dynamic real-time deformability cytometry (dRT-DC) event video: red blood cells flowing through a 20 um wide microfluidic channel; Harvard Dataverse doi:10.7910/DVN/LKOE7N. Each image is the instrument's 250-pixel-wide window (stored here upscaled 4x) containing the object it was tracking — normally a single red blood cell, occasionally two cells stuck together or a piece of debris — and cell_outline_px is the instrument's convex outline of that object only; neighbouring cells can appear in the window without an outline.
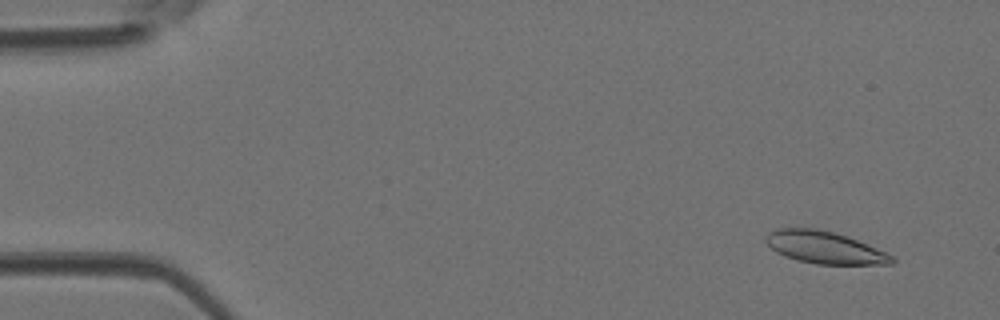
{"species": "Egyptian fruit bat (a non-hibernating species)", "species_latin": "Rousettus aegyptiacus", "temperature_condition": "room temperature", "stored_images_in_passage": 45, "camera_frame_rate_fps": 3000, "um_per_image_px": 0.085, "animal": {"sex": "female"}, "frame": {"image": 1, "passage_image": 4, "time_ms": 1.0, "image_size_px": [1000, 320], "cell_outline_px": [[896, 264], [816, 264], [796, 260], [784, 256], [776, 252], [764, 240], [764, 236], [768, 232], [776, 228], [816, 228], [832, 232], [856, 240], [876, 248], [892, 256], [896, 260]], "centroid_in_image_um": [70.04, 21.04], "position_along_channel_um": 15.0, "area_um2": 23.52}}
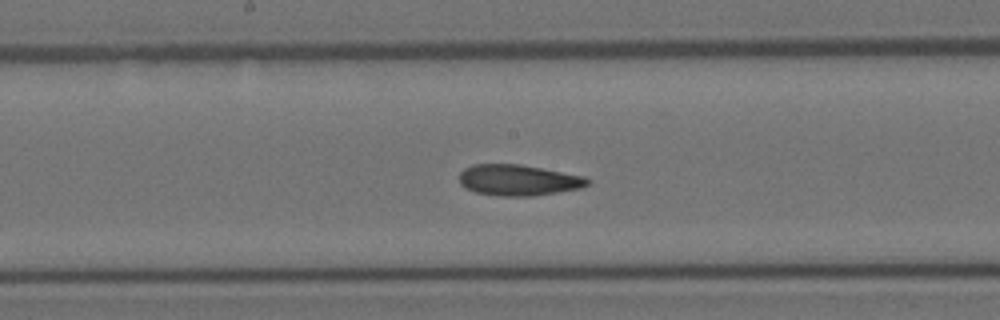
{"frame": {"image": 2, "passage_image": 24, "time_ms": 7.667, "image_size_px": [1000, 320], "cell_outline_px": [[592, 180], [588, 184], [580, 188], [532, 196], [500, 196], [476, 192], [464, 188], [460, 184], [460, 172], [464, 168], [472, 164], [520, 164], [584, 176]], "centroid_in_image_um": [44.03, 15.3], "position_along_channel_um": 204.2, "area_um2": 23.12}}
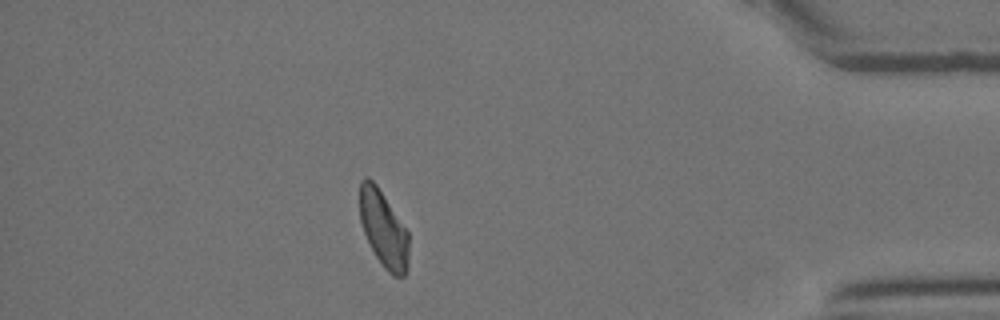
{"frame": {"image": 3, "passage_image": 40, "time_ms": 13.0, "image_size_px": [1000, 320], "cell_outline_px": [[408, 264], [404, 276], [392, 276], [384, 268], [376, 256], [364, 232], [360, 220], [360, 180], [364, 176], [368, 176], [376, 184], [408, 232]], "centroid_in_image_um": [32.59, 19.45], "position_along_channel_um": 402.6, "area_um2": 21.56}}